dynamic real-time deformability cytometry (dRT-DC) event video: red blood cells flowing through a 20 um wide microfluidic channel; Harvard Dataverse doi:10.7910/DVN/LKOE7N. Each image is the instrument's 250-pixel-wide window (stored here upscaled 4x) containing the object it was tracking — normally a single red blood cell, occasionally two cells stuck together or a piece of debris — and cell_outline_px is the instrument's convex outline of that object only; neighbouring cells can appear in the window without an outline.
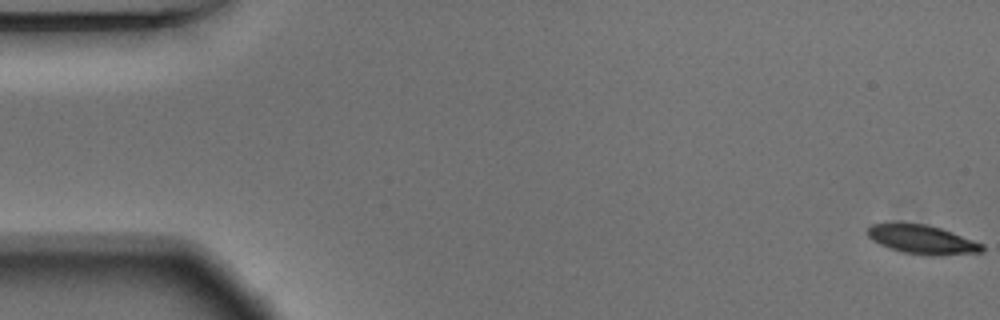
{"species": "Egyptian fruit bat (a non-hibernating species)", "species_latin": "Rousettus aegyptiacus", "temperature_condition": "warm", "stored_images_in_passage": 5, "segment_of_instrument_passage": [1, 2], "camera_frame_rate_fps": 3000, "um_per_image_px": 0.085, "animal": {"sex": "male"}, "frame": {"image": 1, "passage_image": 1, "time_ms": 0.0, "image_size_px": [1000, 320], "cell_outline_px": [[984, 252], [940, 256], [924, 256], [904, 252], [880, 244], [872, 240], [868, 236], [868, 228], [872, 224], [888, 220], [928, 224], [940, 228], [984, 244]], "centroid_in_image_um": [78.36, 20.33], "position_along_channel_um": 6.6, "area_um2": 19.94}}